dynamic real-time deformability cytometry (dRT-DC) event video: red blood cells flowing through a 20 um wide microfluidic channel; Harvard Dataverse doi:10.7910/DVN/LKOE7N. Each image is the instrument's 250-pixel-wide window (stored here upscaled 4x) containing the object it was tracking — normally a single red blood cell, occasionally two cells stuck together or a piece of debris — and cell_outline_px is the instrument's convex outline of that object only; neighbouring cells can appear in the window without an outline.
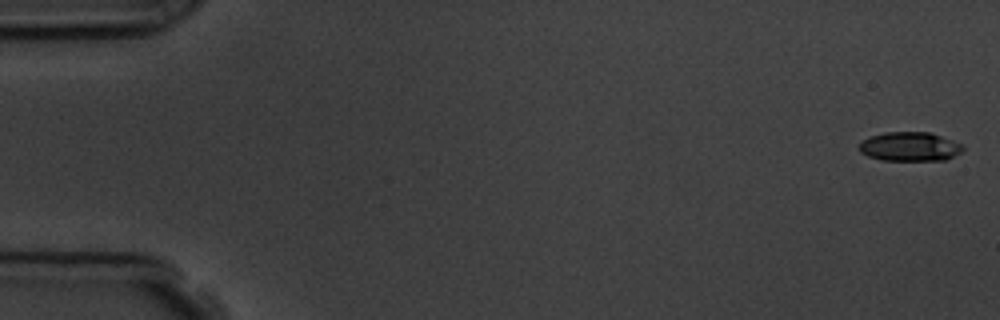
{"species": "common noctule bat (a hibernating species)", "species_latin": "Nyctalus noctula", "temperature_condition": "room temperature", "stored_images_in_passage": 9, "camera_frame_rate_fps": 3000, "um_per_image_px": 0.085, "animal": {"sex": "male", "body_mass_g": 19.5, "forearm_length_mm": 54.6}, "frame": {"image": 1, "passage_image": 1, "time_ms": 0.0, "image_size_px": [1000, 320], "cell_outline_px": [[964, 148], [960, 152], [944, 160], [880, 160], [868, 156], [860, 152], [860, 140], [868, 136], [884, 132], [928, 132], [964, 144]], "centroid_in_image_um": [77.29, 12.45], "position_along_channel_um": 7.7, "area_um2": 17.63}}
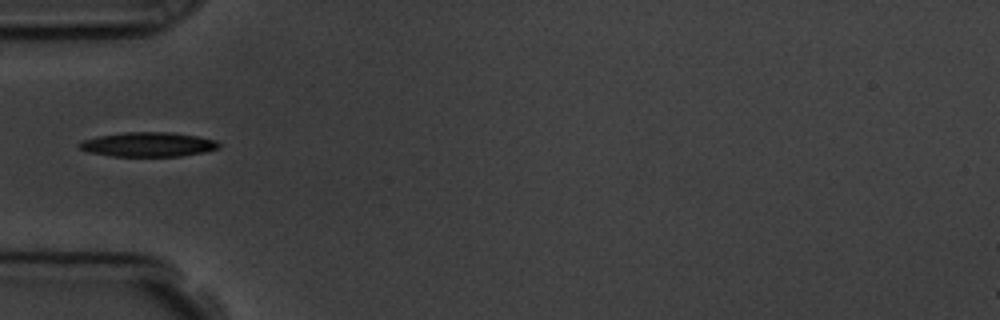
{"frame": {"image": 2, "passage_image": 6, "time_ms": 5.667, "image_size_px": [1000, 320], "cell_outline_px": [[220, 148], [204, 152], [180, 156], [112, 156], [88, 152], [80, 148], [80, 144], [84, 140], [96, 136], [124, 132], [172, 132], [200, 136], [216, 140], [220, 144]], "centroid_in_image_um": [12.64, 12.27], "position_along_channel_um": 72.4, "area_um2": 19.94}}